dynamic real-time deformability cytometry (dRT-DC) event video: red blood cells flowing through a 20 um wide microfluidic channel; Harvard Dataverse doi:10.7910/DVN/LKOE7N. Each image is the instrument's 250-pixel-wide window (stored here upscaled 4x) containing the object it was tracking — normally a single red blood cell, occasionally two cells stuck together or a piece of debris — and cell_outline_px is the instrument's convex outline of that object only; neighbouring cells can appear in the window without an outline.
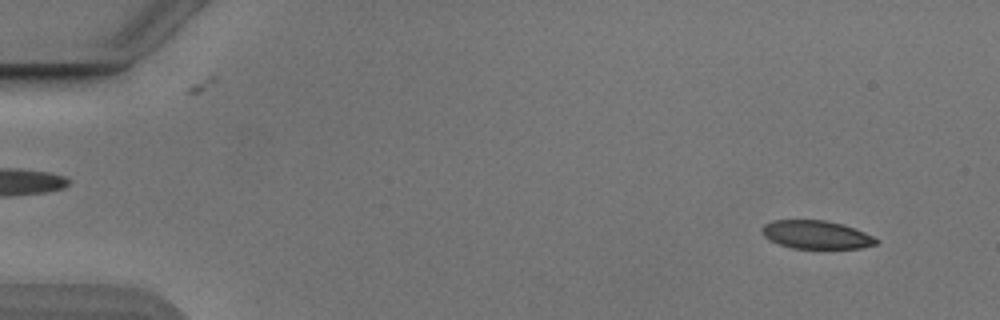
{"species": "Egyptian fruit bat (a non-hibernating species)", "species_latin": "Rousettus aegyptiacus", "temperature_condition": "cold", "stored_images_in_passage": 52, "camera_frame_rate_fps": 3000, "um_per_image_px": 0.085, "animal": {"sex": "male"}, "frame": {"image": 1, "passage_image": 3, "time_ms": 0.667, "image_size_px": [1000, 320], "cell_outline_px": [[880, 240], [876, 244], [860, 248], [792, 248], [780, 244], [764, 236], [760, 228], [764, 224], [772, 220], [824, 220], [844, 224], [864, 232]], "centroid_in_image_um": [69.38, 19.94], "position_along_channel_um": 15.6, "area_um2": 18.73}}
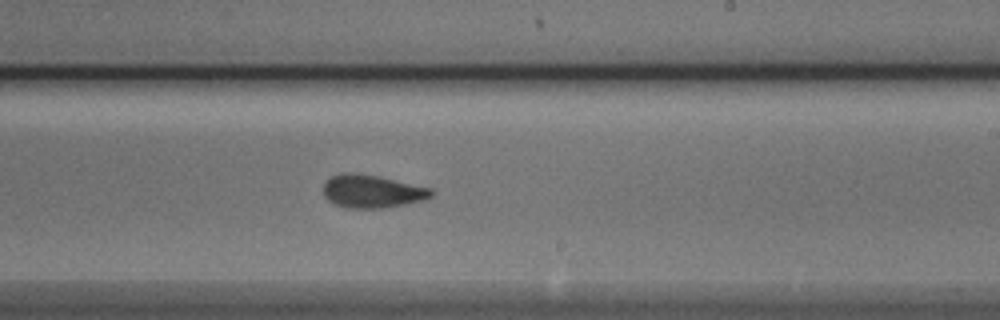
{"frame": {"image": 2, "passage_image": 31, "time_ms": 10.0, "image_size_px": [1000, 320], "cell_outline_px": [[436, 192], [428, 200], [380, 208], [348, 208], [336, 204], [328, 200], [324, 196], [324, 184], [332, 176], [344, 172], [352, 172], [376, 176], [432, 188]], "centroid_in_image_um": [31.67, 16.27], "position_along_channel_um": 257.3, "area_um2": 20.69}}
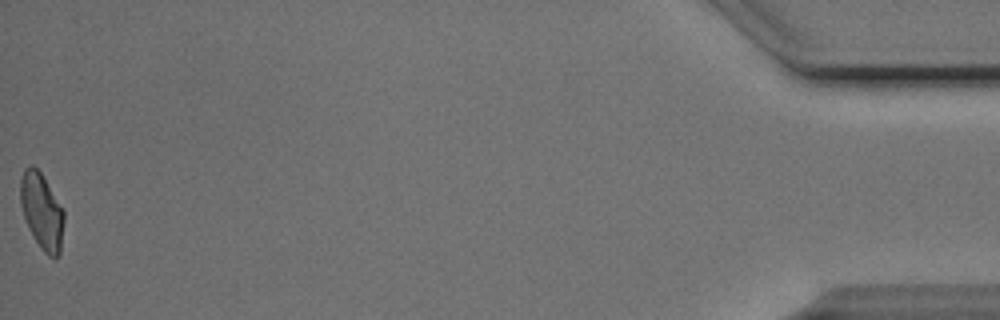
{"frame": {"image": 3, "passage_image": 52, "time_ms": 17.0, "image_size_px": [1000, 320], "cell_outline_px": [[64, 220], [60, 252], [56, 260], [48, 256], [40, 248], [28, 228], [20, 204], [20, 180], [24, 168], [32, 164], [40, 172], [64, 212]], "centroid_in_image_um": [3.54, 17.99], "position_along_channel_um": 431.7, "area_um2": 19.19}, "authors_computed_cell_mechanics": {"area_um2": 20.4612, "velocity_mm_per_s": 3.8699, "shape_relaxation_time_tau1_ms": 2.9041, "shape_relaxation_time_tau2_ms": 1.7466, "deformation_change_tau1": 0.1151, "deformation_change_tau2": 0.0711}}